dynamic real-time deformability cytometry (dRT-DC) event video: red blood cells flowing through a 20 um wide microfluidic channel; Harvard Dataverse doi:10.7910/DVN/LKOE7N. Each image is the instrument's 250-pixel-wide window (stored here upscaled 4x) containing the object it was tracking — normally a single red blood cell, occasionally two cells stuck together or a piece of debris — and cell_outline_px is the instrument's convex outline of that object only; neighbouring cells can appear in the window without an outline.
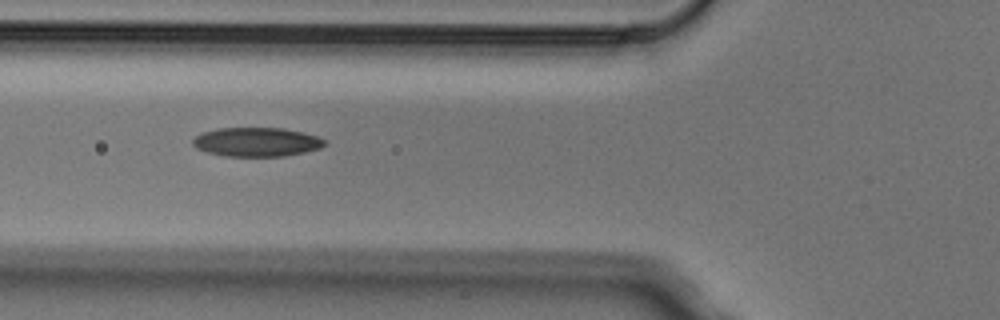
{"species": "Egyptian fruit bat (a non-hibernating species)", "species_latin": "Rousettus aegyptiacus", "temperature_condition": "cold", "stored_images_in_passage": 8, "camera_frame_rate_fps": 3000, "um_per_image_px": 0.085, "animal": {"sex": "male"}, "frame": {"image": 1, "passage_image": 3, "time_ms": 0.667, "image_size_px": [1000, 320], "cell_outline_px": [[328, 144], [320, 148], [304, 152], [284, 156], [224, 156], [208, 152], [196, 148], [192, 144], [192, 140], [200, 132], [216, 128], [284, 128], [304, 132], [328, 140]], "centroid_in_image_um": [21.83, 12.06], "position_along_channel_um": 104.0, "area_um2": 22.54}}
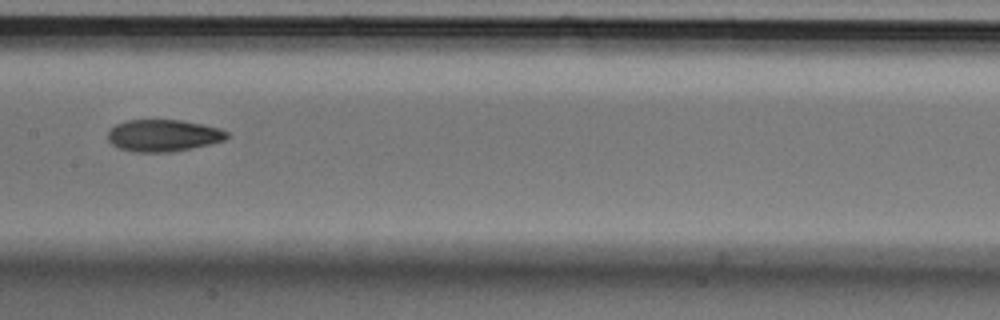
{"frame": {"image": 2, "passage_image": 5, "time_ms": 1.333, "image_size_px": [1000, 320], "cell_outline_px": [[228, 136], [224, 140], [192, 148], [168, 152], [136, 152], [120, 148], [112, 144], [108, 140], [108, 132], [116, 124], [128, 120], [180, 120], [204, 124], [220, 128], [228, 132]], "centroid_in_image_um": [13.89, 11.51], "position_along_channel_um": 193.5, "area_um2": 22.02}}
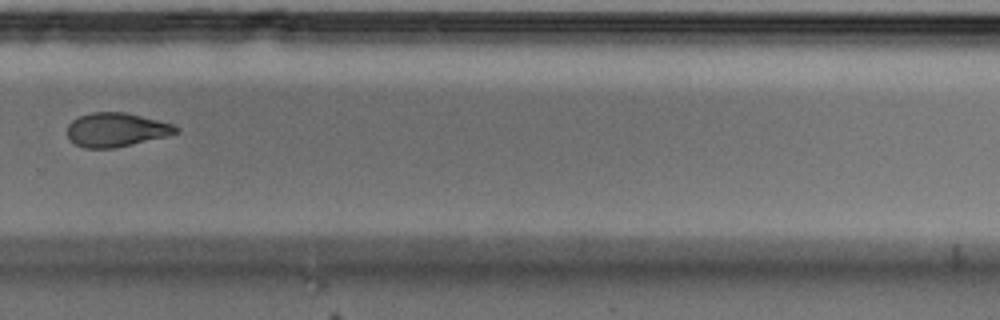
{"frame": {"image": 3, "passage_image": 8, "time_ms": 2.333, "image_size_px": [1000, 320], "cell_outline_px": [[180, 132], [168, 136], [132, 144], [112, 148], [84, 148], [76, 144], [68, 136], [68, 124], [72, 120], [80, 116], [92, 112], [124, 112], [172, 124], [180, 128]], "centroid_in_image_um": [9.89, 11.03], "position_along_channel_um": 319.9, "area_um2": 21.27}}